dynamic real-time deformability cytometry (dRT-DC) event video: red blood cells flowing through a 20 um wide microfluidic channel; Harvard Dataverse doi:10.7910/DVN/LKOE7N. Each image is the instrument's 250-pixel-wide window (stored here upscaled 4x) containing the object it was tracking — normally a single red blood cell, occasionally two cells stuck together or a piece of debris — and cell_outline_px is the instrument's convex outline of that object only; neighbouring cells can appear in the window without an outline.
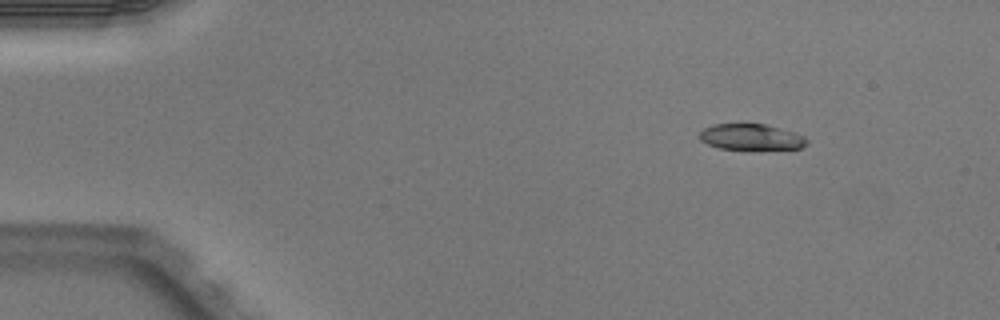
{"species": "Egyptian fruit bat (a non-hibernating species)", "species_latin": "Rousettus aegyptiacus", "temperature_condition": "warm", "stored_images_in_passage": 3, "camera_frame_rate_fps": 3000, "um_per_image_px": 0.085, "animal": {"sex": "male"}, "frame": {"image": 1, "passage_image": 1, "time_ms": 0.0, "image_size_px": [1000, 320], "cell_outline_px": [[808, 144], [800, 148], [720, 148], [708, 144], [700, 140], [700, 132], [704, 128], [712, 124], [744, 120], [764, 124], [780, 128], [804, 136], [808, 140]], "centroid_in_image_um": [63.79, 11.57], "position_along_channel_um": 21.2, "area_um2": 16.53}}